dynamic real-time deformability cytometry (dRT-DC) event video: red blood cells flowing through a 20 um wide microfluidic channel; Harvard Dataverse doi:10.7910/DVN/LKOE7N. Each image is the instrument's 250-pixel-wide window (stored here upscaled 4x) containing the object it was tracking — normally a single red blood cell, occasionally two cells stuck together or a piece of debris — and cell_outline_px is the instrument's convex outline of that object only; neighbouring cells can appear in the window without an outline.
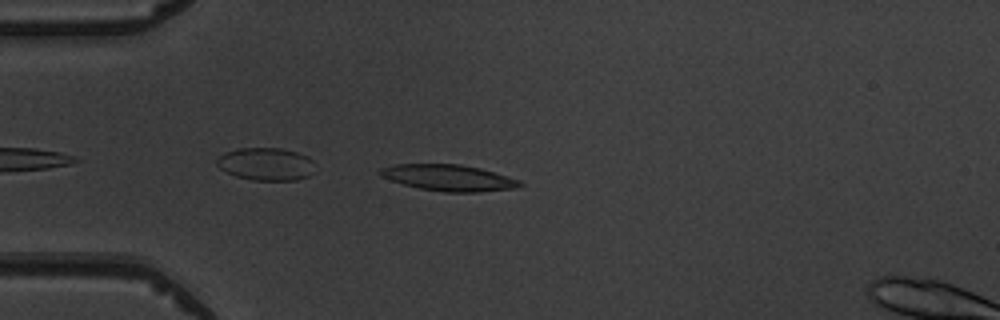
{"species": "common noctule bat (a hibernating species)", "species_latin": "Nyctalus noctula", "temperature_condition": "warm", "stored_images_in_passage": 4, "camera_frame_rate_fps": 3000, "um_per_image_px": 0.085, "animal": {"sex": "male", "body_mass_g": 19.5, "forearm_length_mm": 54.6}, "frame": {"image": 1, "passage_image": 3, "time_ms": 2.333, "image_size_px": [1000, 320], "cell_outline_px": [[524, 184], [516, 188], [476, 192], [444, 192], [420, 188], [404, 184], [380, 176], [380, 168], [392, 164], [460, 164], [480, 168], [508, 176], [520, 180]], "centroid_in_image_um": [38.15, 15.1], "position_along_channel_um": 46.8, "area_um2": 21.27}}